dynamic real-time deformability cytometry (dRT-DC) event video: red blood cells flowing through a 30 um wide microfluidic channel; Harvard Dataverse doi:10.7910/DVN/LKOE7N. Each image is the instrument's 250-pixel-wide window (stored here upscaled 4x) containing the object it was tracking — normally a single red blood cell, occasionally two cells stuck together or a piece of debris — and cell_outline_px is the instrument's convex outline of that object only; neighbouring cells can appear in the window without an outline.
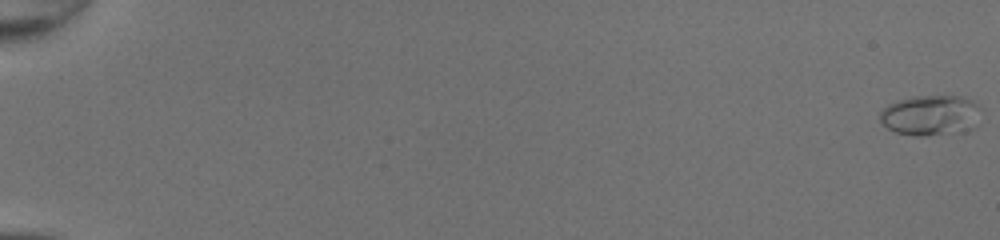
{"species": "common noctule bat (a hibernating species)", "species_latin": "Nyctalus noctula", "temperature_condition": "room temperature", "stored_images_in_passage": 51, "camera_frame_rate_fps": 3000, "um_per_image_px": 0.085, "animal": {"sex": "female", "body_mass_g": 20.0, "forearm_length_mm": 54.0}, "frame": {"image": 1, "passage_image": 1, "time_ms": 0.0, "image_size_px": [1000, 240], "cell_outline_px": [[980, 108], [976, 128], [964, 132], [924, 136], [916, 136], [896, 132], [888, 128], [880, 120], [880, 112], [888, 104], [896, 100], [912, 96], [960, 96], [972, 100]], "centroid_in_image_um": [79.12, 9.81], "position_along_channel_um": 5.9, "area_um2": 24.04}}
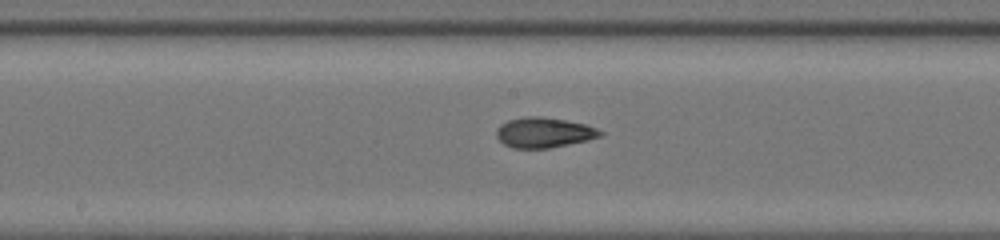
{"frame": {"image": 2, "passage_image": 30, "time_ms": 9.667, "image_size_px": [1000, 240], "cell_outline_px": [[604, 132], [600, 136], [588, 140], [548, 148], [512, 148], [504, 144], [496, 136], [496, 128], [500, 124], [508, 120], [528, 116], [544, 116], [584, 124], [596, 128]], "centroid_in_image_um": [46.2, 11.26], "position_along_channel_um": 202.0, "area_um2": 18.21}}
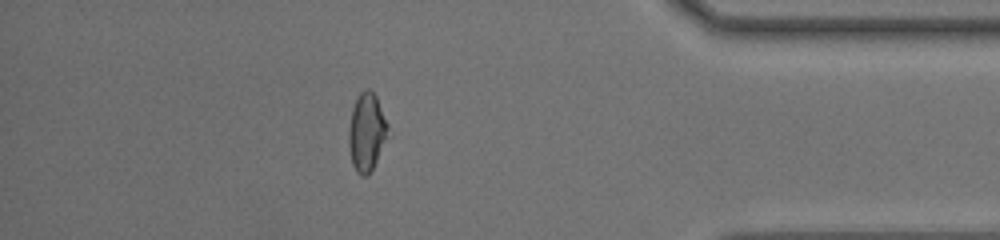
{"frame": {"image": 3, "passage_image": 46, "time_ms": 15.0, "image_size_px": [1000, 240], "cell_outline_px": [[388, 128], [376, 160], [368, 176], [360, 176], [356, 172], [352, 164], [348, 144], [348, 132], [352, 108], [356, 96], [364, 88], [368, 88], [376, 96], [388, 124]], "centroid_in_image_um": [31.12, 11.2], "position_along_channel_um": 404.1, "area_um2": 17.57}, "authors_computed_cell_mechanics": {"area_um2": 18.0336, "velocity_mm_per_s": 4.3109, "shape_relaxation_time_tau1_ms": null, "shape_relaxation_time_tau2_ms": 1.2213, "deformation_change_tau1": null, "deformation_change_tau2": 0.0724}}